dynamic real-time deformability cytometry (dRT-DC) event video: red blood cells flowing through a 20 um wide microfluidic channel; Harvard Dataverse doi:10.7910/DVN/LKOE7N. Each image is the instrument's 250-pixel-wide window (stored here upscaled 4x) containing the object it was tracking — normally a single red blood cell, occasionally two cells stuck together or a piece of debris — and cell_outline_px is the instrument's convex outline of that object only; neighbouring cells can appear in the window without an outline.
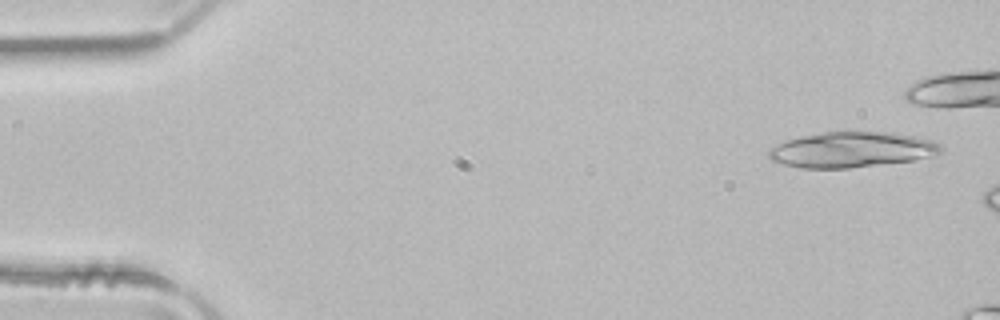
{"species": "common noctule bat (a hibernating species)", "species_latin": "Nyctalus noctula", "temperature_condition": "room temperature", "stored_images_in_passage": 9, "camera_frame_rate_fps": 3000, "um_per_image_px": 0.085, "animal": {"sex": "male", "body_mass_g": 21.5, "forearm_length_mm": 52.0}, "frame": {"image": 1, "passage_image": 2, "time_ms": 0.333, "image_size_px": [1000, 320], "cell_outline_px": [[944, 148], [936, 156], [912, 160], [848, 168], [800, 168], [784, 164], [772, 160], [768, 156], [768, 148], [784, 140], [800, 136], [824, 132], [892, 132], [916, 136], [932, 140], [940, 144]], "centroid_in_image_um": [72.4, 12.71], "position_along_channel_um": 12.6, "area_um2": 35.78}}